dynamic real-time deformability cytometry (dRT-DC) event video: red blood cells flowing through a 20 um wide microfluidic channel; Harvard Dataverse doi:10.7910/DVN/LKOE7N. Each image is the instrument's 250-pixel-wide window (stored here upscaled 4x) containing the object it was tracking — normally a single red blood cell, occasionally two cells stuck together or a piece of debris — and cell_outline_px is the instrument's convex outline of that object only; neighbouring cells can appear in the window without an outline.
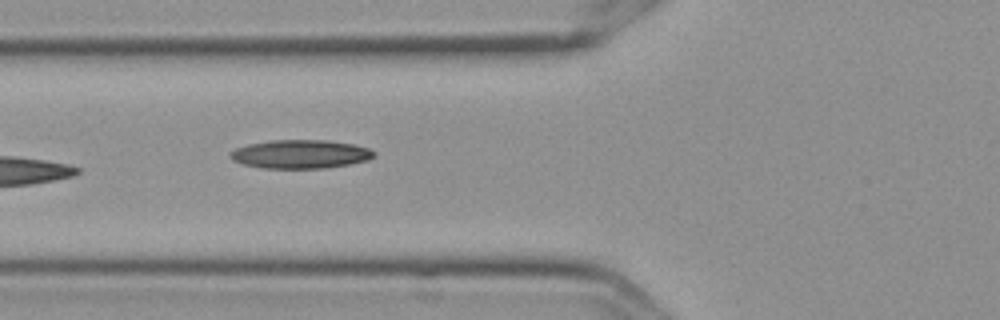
{"species": "Egyptian fruit bat (a non-hibernating species)", "species_latin": "Rousettus aegyptiacus", "temperature_condition": "cold", "stored_images_in_passage": 5, "camera_frame_rate_fps": 3000, "um_per_image_px": 0.085, "frame": {"image": 1, "passage_image": 5, "time_ms": 1.333, "image_size_px": [1000, 320], "cell_outline_px": [[376, 156], [368, 160], [348, 164], [324, 168], [264, 168], [244, 164], [232, 160], [228, 156], [228, 152], [236, 148], [248, 144], [268, 140], [328, 140], [352, 144], [368, 148], [376, 152]], "centroid_in_image_um": [25.51, 13.09], "position_along_channel_um": 100.3, "area_um2": 24.04}}